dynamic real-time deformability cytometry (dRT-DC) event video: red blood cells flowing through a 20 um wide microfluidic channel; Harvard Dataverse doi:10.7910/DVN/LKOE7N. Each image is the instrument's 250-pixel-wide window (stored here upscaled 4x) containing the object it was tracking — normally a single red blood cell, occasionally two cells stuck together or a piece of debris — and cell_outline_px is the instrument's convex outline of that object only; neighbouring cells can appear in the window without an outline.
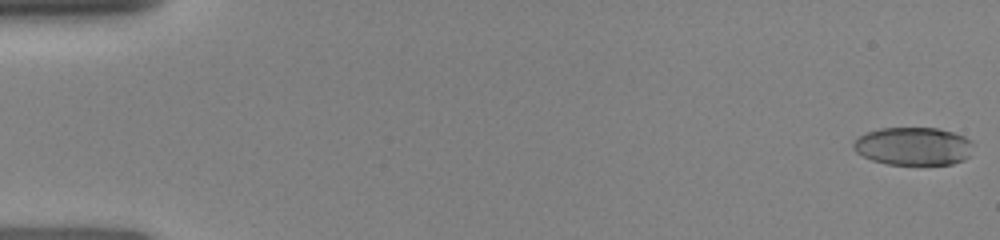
{"species": "human", "species_latin": "Homo sapiens", "temperature_condition": "room temperature", "stored_images_in_passage": 112, "camera_frame_rate_fps": 3000, "um_per_image_px": 0.085, "donor": {"sex": "female"}, "frame": {"image": 1, "passage_image": 1, "time_ms": 0.0, "image_size_px": [1000, 240], "cell_outline_px": [[976, 144], [968, 156], [964, 160], [952, 164], [888, 164], [872, 160], [856, 152], [852, 148], [852, 144], [860, 136], [868, 132], [880, 128], [936, 128], [952, 132], [964, 136], [972, 140]], "centroid_in_image_um": [77.67, 12.43], "position_along_channel_um": 7.3, "area_um2": 26.59}}
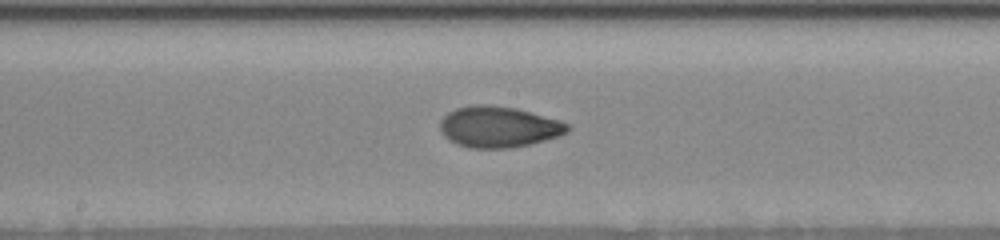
{"frame": {"image": 2, "passage_image": 51, "time_ms": 8.333, "image_size_px": [1000, 240], "cell_outline_px": [[572, 128], [568, 132], [560, 136], [532, 144], [512, 148], [468, 148], [456, 144], [448, 140], [444, 136], [440, 128], [440, 120], [448, 112], [456, 108], [472, 104], [488, 104], [516, 108], [532, 112], [560, 120], [568, 124]], "centroid_in_image_um": [42.4, 10.79], "position_along_channel_um": 205.8, "area_um2": 30.98}}
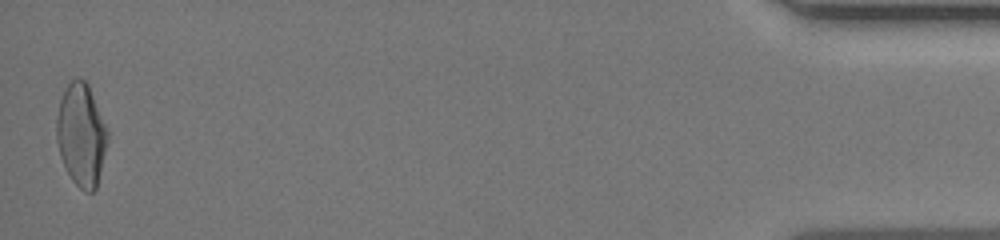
{"frame": {"image": 3, "passage_image": 112, "time_ms": 15.667, "image_size_px": [1000, 240], "cell_outline_px": [[108, 140], [96, 188], [92, 192], [84, 192], [72, 180], [60, 156], [56, 140], [56, 116], [60, 100], [68, 84], [76, 76], [84, 80], [88, 84], [108, 132]], "centroid_in_image_um": [6.89, 11.46], "position_along_channel_um": 428.3, "area_um2": 30.23}}